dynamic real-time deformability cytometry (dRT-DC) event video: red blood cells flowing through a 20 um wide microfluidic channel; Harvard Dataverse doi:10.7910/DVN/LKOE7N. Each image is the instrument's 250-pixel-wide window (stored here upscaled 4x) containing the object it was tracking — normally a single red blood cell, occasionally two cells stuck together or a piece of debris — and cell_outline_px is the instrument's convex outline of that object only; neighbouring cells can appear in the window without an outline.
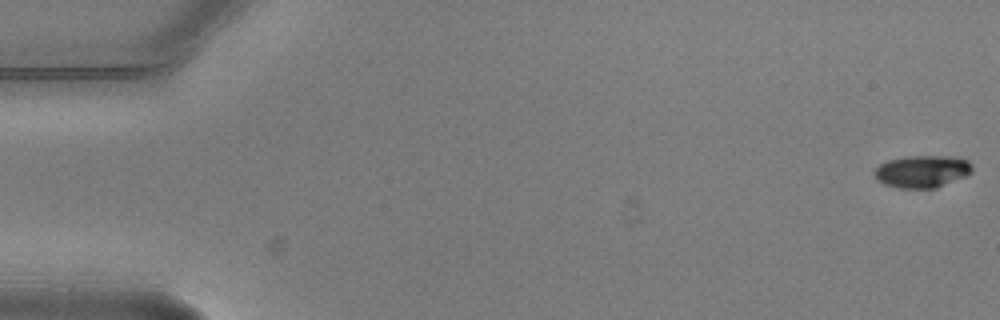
{"species": "common noctule bat (a hibernating species)", "species_latin": "Nyctalus noctula", "temperature_condition": "warm", "stored_images_in_passage": 8, "camera_frame_rate_fps": 3000, "um_per_image_px": 0.085, "animal": {"sex": "male", "body_mass_g": 20.5, "forearm_length_mm": 52.5}, "frame": {"image": 1, "passage_image": 1, "time_ms": 0.0, "image_size_px": [1000, 320], "cell_outline_px": [[972, 172], [964, 176], [936, 188], [900, 188], [884, 184], [876, 180], [872, 172], [880, 164], [888, 160], [908, 156], [952, 156], [968, 160], [972, 164]], "centroid_in_image_um": [78.36, 14.56], "position_along_channel_um": 6.6, "area_um2": 18.44}}
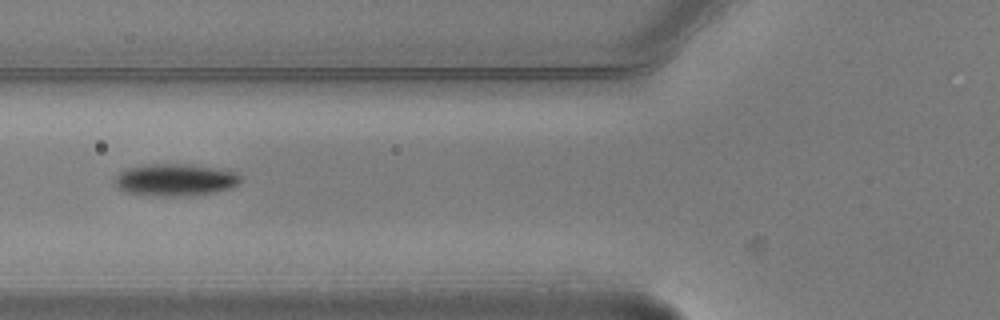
{"frame": {"image": 2, "passage_image": 7, "time_ms": 2.0, "image_size_px": [1000, 320], "cell_outline_px": [[244, 176], [240, 184], [216, 192], [196, 196], [160, 196], [128, 192], [120, 188], [112, 180], [124, 168], [152, 164], [192, 164], [232, 172]], "centroid_in_image_um": [14.92, 15.29], "position_along_channel_um": 110.9, "area_um2": 23.58}}
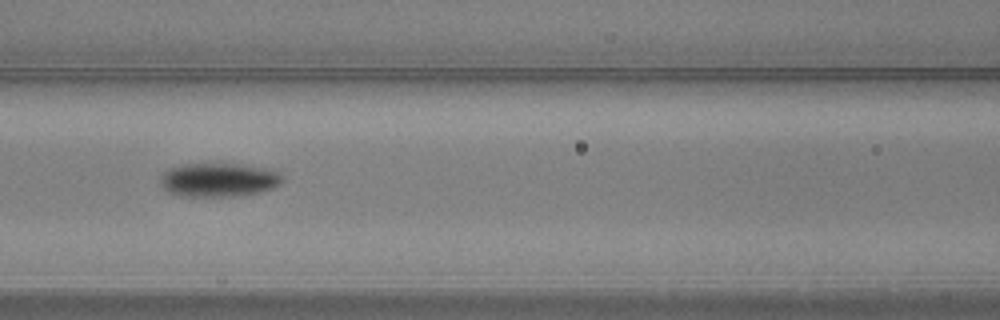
{"frame": {"image": 3, "passage_image": 8, "time_ms": 2.333, "image_size_px": [1000, 320], "cell_outline_px": [[284, 176], [280, 184], [272, 188], [260, 192], [240, 196], [180, 196], [168, 192], [160, 184], [160, 176], [168, 168], [184, 164], [216, 160], [264, 168], [276, 172]], "centroid_in_image_um": [18.54, 15.25], "position_along_channel_um": 148.1, "area_um2": 24.85}}